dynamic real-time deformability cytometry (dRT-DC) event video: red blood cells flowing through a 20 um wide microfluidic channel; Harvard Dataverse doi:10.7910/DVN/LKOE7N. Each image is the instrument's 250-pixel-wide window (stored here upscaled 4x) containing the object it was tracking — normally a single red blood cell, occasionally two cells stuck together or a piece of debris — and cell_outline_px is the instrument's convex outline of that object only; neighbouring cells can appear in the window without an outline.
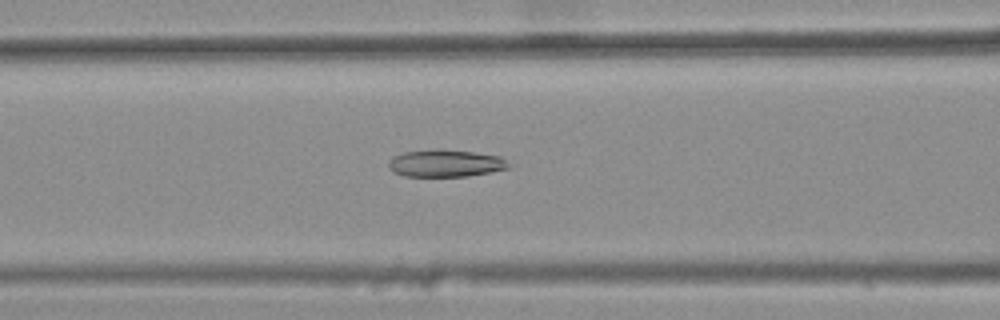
{"species": "common noctule bat (a hibernating species)", "species_latin": "Nyctalus noctula", "temperature_condition": "warm", "stored_images_in_passage": 46, "camera_frame_rate_fps": 3000, "um_per_image_px": 0.085, "animal": {"sex": "female", "body_mass_g": 25.1}, "frame": {"image": 1, "passage_image": 22, "time_ms": 7.0, "image_size_px": [1000, 320], "cell_outline_px": [[516, 164], [508, 168], [492, 172], [468, 176], [404, 176], [392, 172], [388, 168], [388, 160], [404, 152], [472, 152], [500, 156]], "centroid_in_image_um": [37.95, 13.93], "position_along_channel_um": 128.6, "area_um2": 18.44}}
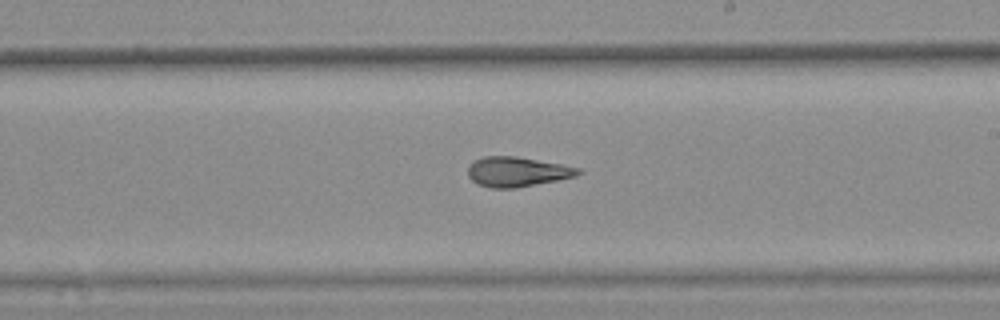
{"frame": {"image": 2, "passage_image": 31, "time_ms": 10.0, "image_size_px": [1000, 320], "cell_outline_px": [[584, 172], [576, 176], [516, 188], [492, 188], [476, 184], [468, 176], [468, 168], [476, 160], [484, 156], [516, 156], [560, 164], [580, 168]], "centroid_in_image_um": [43.96, 14.6], "position_along_channel_um": 245.0, "area_um2": 19.02}}
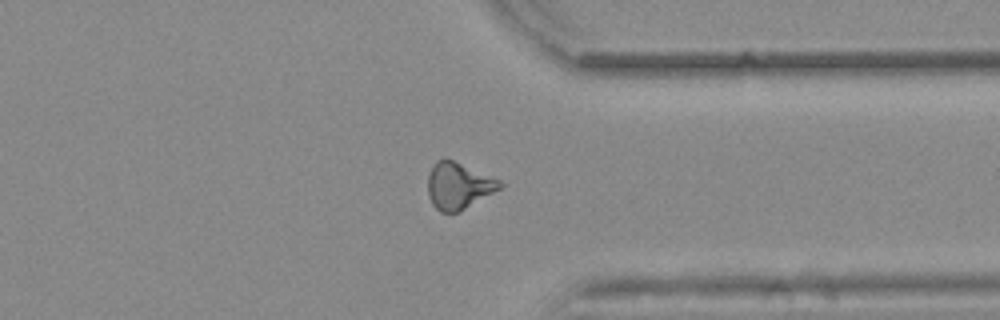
{"frame": {"image": 3, "passage_image": 41, "time_ms": 13.333, "image_size_px": [1000, 320], "cell_outline_px": [[504, 184], [500, 188], [460, 212], [440, 212], [432, 204], [428, 196], [428, 176], [432, 164], [436, 160], [444, 156], [500, 180]], "centroid_in_image_um": [38.93, 15.77], "position_along_channel_um": 372.5, "area_um2": 19.65}, "authors_computed_cell_mechanics": {"area_um2": 19.5364, "velocity_mm_per_s": 3.8865, "shape_relaxation_time_tau1_ms": null, "shape_relaxation_time_tau2_ms": 2.4793, "deformation_change_tau1": null, "deformation_change_tau2": 0.1247}}